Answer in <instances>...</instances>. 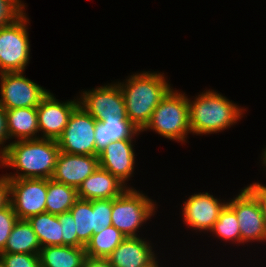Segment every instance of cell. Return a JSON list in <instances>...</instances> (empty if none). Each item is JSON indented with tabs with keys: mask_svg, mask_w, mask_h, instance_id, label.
<instances>
[{
	"mask_svg": "<svg viewBox=\"0 0 266 267\" xmlns=\"http://www.w3.org/2000/svg\"><path fill=\"white\" fill-rule=\"evenodd\" d=\"M59 153L57 140L45 138L15 140L0 157V166L17 170L16 174H5L9 179H50Z\"/></svg>",
	"mask_w": 266,
	"mask_h": 267,
	"instance_id": "6da1fadb",
	"label": "cell"
},
{
	"mask_svg": "<svg viewBox=\"0 0 266 267\" xmlns=\"http://www.w3.org/2000/svg\"><path fill=\"white\" fill-rule=\"evenodd\" d=\"M163 74L144 71L131 75L125 83L118 82L127 117L140 132L149 123L156 106L172 88Z\"/></svg>",
	"mask_w": 266,
	"mask_h": 267,
	"instance_id": "7a4b0ae2",
	"label": "cell"
},
{
	"mask_svg": "<svg viewBox=\"0 0 266 267\" xmlns=\"http://www.w3.org/2000/svg\"><path fill=\"white\" fill-rule=\"evenodd\" d=\"M189 104V126L193 134L221 132L237 123L244 113L236 103L214 90H206Z\"/></svg>",
	"mask_w": 266,
	"mask_h": 267,
	"instance_id": "3957f363",
	"label": "cell"
},
{
	"mask_svg": "<svg viewBox=\"0 0 266 267\" xmlns=\"http://www.w3.org/2000/svg\"><path fill=\"white\" fill-rule=\"evenodd\" d=\"M189 116L188 96L171 89L156 106L142 131L151 129L169 140L184 143L191 133Z\"/></svg>",
	"mask_w": 266,
	"mask_h": 267,
	"instance_id": "277c9868",
	"label": "cell"
},
{
	"mask_svg": "<svg viewBox=\"0 0 266 267\" xmlns=\"http://www.w3.org/2000/svg\"><path fill=\"white\" fill-rule=\"evenodd\" d=\"M155 205L147 195L128 187L113 199L112 226L126 237H139L136 232L155 214Z\"/></svg>",
	"mask_w": 266,
	"mask_h": 267,
	"instance_id": "5b68a950",
	"label": "cell"
},
{
	"mask_svg": "<svg viewBox=\"0 0 266 267\" xmlns=\"http://www.w3.org/2000/svg\"><path fill=\"white\" fill-rule=\"evenodd\" d=\"M28 21L24 12L14 22L0 28V73L25 71L30 60Z\"/></svg>",
	"mask_w": 266,
	"mask_h": 267,
	"instance_id": "8992f818",
	"label": "cell"
},
{
	"mask_svg": "<svg viewBox=\"0 0 266 267\" xmlns=\"http://www.w3.org/2000/svg\"><path fill=\"white\" fill-rule=\"evenodd\" d=\"M95 125L96 120L78 105L57 139L60 151L75 155L98 156L95 150Z\"/></svg>",
	"mask_w": 266,
	"mask_h": 267,
	"instance_id": "52a82bcc",
	"label": "cell"
},
{
	"mask_svg": "<svg viewBox=\"0 0 266 267\" xmlns=\"http://www.w3.org/2000/svg\"><path fill=\"white\" fill-rule=\"evenodd\" d=\"M0 104L6 109L37 107L49 90L23 75V72L0 73Z\"/></svg>",
	"mask_w": 266,
	"mask_h": 267,
	"instance_id": "ba28073f",
	"label": "cell"
},
{
	"mask_svg": "<svg viewBox=\"0 0 266 267\" xmlns=\"http://www.w3.org/2000/svg\"><path fill=\"white\" fill-rule=\"evenodd\" d=\"M81 105L96 121L128 119L124 97L118 83L83 91Z\"/></svg>",
	"mask_w": 266,
	"mask_h": 267,
	"instance_id": "9c48e42d",
	"label": "cell"
},
{
	"mask_svg": "<svg viewBox=\"0 0 266 267\" xmlns=\"http://www.w3.org/2000/svg\"><path fill=\"white\" fill-rule=\"evenodd\" d=\"M10 203L20 220L46 212L47 179H9Z\"/></svg>",
	"mask_w": 266,
	"mask_h": 267,
	"instance_id": "30bf717a",
	"label": "cell"
},
{
	"mask_svg": "<svg viewBox=\"0 0 266 267\" xmlns=\"http://www.w3.org/2000/svg\"><path fill=\"white\" fill-rule=\"evenodd\" d=\"M235 212L241 234V244L266 241V224L257 198L244 187L240 194L227 202Z\"/></svg>",
	"mask_w": 266,
	"mask_h": 267,
	"instance_id": "8fae6325",
	"label": "cell"
},
{
	"mask_svg": "<svg viewBox=\"0 0 266 267\" xmlns=\"http://www.w3.org/2000/svg\"><path fill=\"white\" fill-rule=\"evenodd\" d=\"M79 105V99L59 102L52 93L37 106L39 132L45 139L57 140L67 126L73 110Z\"/></svg>",
	"mask_w": 266,
	"mask_h": 267,
	"instance_id": "7c38bea8",
	"label": "cell"
},
{
	"mask_svg": "<svg viewBox=\"0 0 266 267\" xmlns=\"http://www.w3.org/2000/svg\"><path fill=\"white\" fill-rule=\"evenodd\" d=\"M226 204L208 192L193 194L183 204L184 224L194 230L210 231Z\"/></svg>",
	"mask_w": 266,
	"mask_h": 267,
	"instance_id": "4fadbf2b",
	"label": "cell"
},
{
	"mask_svg": "<svg viewBox=\"0 0 266 267\" xmlns=\"http://www.w3.org/2000/svg\"><path fill=\"white\" fill-rule=\"evenodd\" d=\"M99 167L98 156L60 151L52 179L75 189Z\"/></svg>",
	"mask_w": 266,
	"mask_h": 267,
	"instance_id": "5bb4252c",
	"label": "cell"
},
{
	"mask_svg": "<svg viewBox=\"0 0 266 267\" xmlns=\"http://www.w3.org/2000/svg\"><path fill=\"white\" fill-rule=\"evenodd\" d=\"M132 143L133 140L111 142L98 155L99 166L116 176L125 185L134 171L135 152Z\"/></svg>",
	"mask_w": 266,
	"mask_h": 267,
	"instance_id": "9a60e30c",
	"label": "cell"
},
{
	"mask_svg": "<svg viewBox=\"0 0 266 267\" xmlns=\"http://www.w3.org/2000/svg\"><path fill=\"white\" fill-rule=\"evenodd\" d=\"M128 186L116 176L100 166L89 175L77 188L79 199H115L120 196Z\"/></svg>",
	"mask_w": 266,
	"mask_h": 267,
	"instance_id": "2e32d148",
	"label": "cell"
},
{
	"mask_svg": "<svg viewBox=\"0 0 266 267\" xmlns=\"http://www.w3.org/2000/svg\"><path fill=\"white\" fill-rule=\"evenodd\" d=\"M155 256L150 242L139 237H126L107 257L112 267H138Z\"/></svg>",
	"mask_w": 266,
	"mask_h": 267,
	"instance_id": "e0dca14e",
	"label": "cell"
},
{
	"mask_svg": "<svg viewBox=\"0 0 266 267\" xmlns=\"http://www.w3.org/2000/svg\"><path fill=\"white\" fill-rule=\"evenodd\" d=\"M140 133L129 119H104L96 121L95 150L99 154L111 142L133 140Z\"/></svg>",
	"mask_w": 266,
	"mask_h": 267,
	"instance_id": "ac0fdd59",
	"label": "cell"
},
{
	"mask_svg": "<svg viewBox=\"0 0 266 267\" xmlns=\"http://www.w3.org/2000/svg\"><path fill=\"white\" fill-rule=\"evenodd\" d=\"M7 131L9 138L17 140L40 138L37 107H25L6 110ZM37 136V137H36Z\"/></svg>",
	"mask_w": 266,
	"mask_h": 267,
	"instance_id": "d6986e66",
	"label": "cell"
},
{
	"mask_svg": "<svg viewBox=\"0 0 266 267\" xmlns=\"http://www.w3.org/2000/svg\"><path fill=\"white\" fill-rule=\"evenodd\" d=\"M40 267H83L85 247L45 246L39 251Z\"/></svg>",
	"mask_w": 266,
	"mask_h": 267,
	"instance_id": "ffe728a7",
	"label": "cell"
},
{
	"mask_svg": "<svg viewBox=\"0 0 266 267\" xmlns=\"http://www.w3.org/2000/svg\"><path fill=\"white\" fill-rule=\"evenodd\" d=\"M41 246L28 220L15 223L4 250L1 253L39 254Z\"/></svg>",
	"mask_w": 266,
	"mask_h": 267,
	"instance_id": "44dd1931",
	"label": "cell"
},
{
	"mask_svg": "<svg viewBox=\"0 0 266 267\" xmlns=\"http://www.w3.org/2000/svg\"><path fill=\"white\" fill-rule=\"evenodd\" d=\"M41 247L63 245L62 226L57 215L43 212L28 219Z\"/></svg>",
	"mask_w": 266,
	"mask_h": 267,
	"instance_id": "7402d4cb",
	"label": "cell"
},
{
	"mask_svg": "<svg viewBox=\"0 0 266 267\" xmlns=\"http://www.w3.org/2000/svg\"><path fill=\"white\" fill-rule=\"evenodd\" d=\"M78 199L77 189L52 178L47 179L46 212L53 215L68 212Z\"/></svg>",
	"mask_w": 266,
	"mask_h": 267,
	"instance_id": "603a6c76",
	"label": "cell"
},
{
	"mask_svg": "<svg viewBox=\"0 0 266 267\" xmlns=\"http://www.w3.org/2000/svg\"><path fill=\"white\" fill-rule=\"evenodd\" d=\"M126 238L114 226H108L98 234H93L85 246L87 256L107 258L113 250Z\"/></svg>",
	"mask_w": 266,
	"mask_h": 267,
	"instance_id": "cb8c5ba5",
	"label": "cell"
},
{
	"mask_svg": "<svg viewBox=\"0 0 266 267\" xmlns=\"http://www.w3.org/2000/svg\"><path fill=\"white\" fill-rule=\"evenodd\" d=\"M76 223L78 240L86 246L93 235V208L89 200L78 199L69 210Z\"/></svg>",
	"mask_w": 266,
	"mask_h": 267,
	"instance_id": "d4e9b609",
	"label": "cell"
},
{
	"mask_svg": "<svg viewBox=\"0 0 266 267\" xmlns=\"http://www.w3.org/2000/svg\"><path fill=\"white\" fill-rule=\"evenodd\" d=\"M217 237L223 240H231L233 243L241 244V234L239 223L235 212L226 204L220 211L218 220L214 223L210 230Z\"/></svg>",
	"mask_w": 266,
	"mask_h": 267,
	"instance_id": "484cf974",
	"label": "cell"
},
{
	"mask_svg": "<svg viewBox=\"0 0 266 267\" xmlns=\"http://www.w3.org/2000/svg\"><path fill=\"white\" fill-rule=\"evenodd\" d=\"M93 208V234L112 225L113 199L90 200Z\"/></svg>",
	"mask_w": 266,
	"mask_h": 267,
	"instance_id": "4316f807",
	"label": "cell"
},
{
	"mask_svg": "<svg viewBox=\"0 0 266 267\" xmlns=\"http://www.w3.org/2000/svg\"><path fill=\"white\" fill-rule=\"evenodd\" d=\"M3 267H40L38 254L0 253Z\"/></svg>",
	"mask_w": 266,
	"mask_h": 267,
	"instance_id": "83f0119b",
	"label": "cell"
},
{
	"mask_svg": "<svg viewBox=\"0 0 266 267\" xmlns=\"http://www.w3.org/2000/svg\"><path fill=\"white\" fill-rule=\"evenodd\" d=\"M62 226L63 245L85 247L79 240L76 232V223L70 211L57 215Z\"/></svg>",
	"mask_w": 266,
	"mask_h": 267,
	"instance_id": "f1b7e54d",
	"label": "cell"
},
{
	"mask_svg": "<svg viewBox=\"0 0 266 267\" xmlns=\"http://www.w3.org/2000/svg\"><path fill=\"white\" fill-rule=\"evenodd\" d=\"M25 9L21 0H0V28L14 22Z\"/></svg>",
	"mask_w": 266,
	"mask_h": 267,
	"instance_id": "f546056e",
	"label": "cell"
},
{
	"mask_svg": "<svg viewBox=\"0 0 266 267\" xmlns=\"http://www.w3.org/2000/svg\"><path fill=\"white\" fill-rule=\"evenodd\" d=\"M17 221L18 217L11 203L0 209V253L4 250L8 237Z\"/></svg>",
	"mask_w": 266,
	"mask_h": 267,
	"instance_id": "4dcf8cb0",
	"label": "cell"
},
{
	"mask_svg": "<svg viewBox=\"0 0 266 267\" xmlns=\"http://www.w3.org/2000/svg\"><path fill=\"white\" fill-rule=\"evenodd\" d=\"M246 188L257 198L266 224V186L260 184L259 182H255Z\"/></svg>",
	"mask_w": 266,
	"mask_h": 267,
	"instance_id": "1f68e13d",
	"label": "cell"
},
{
	"mask_svg": "<svg viewBox=\"0 0 266 267\" xmlns=\"http://www.w3.org/2000/svg\"><path fill=\"white\" fill-rule=\"evenodd\" d=\"M8 139L10 138L7 131L6 109L0 104V157L6 152L10 145H4Z\"/></svg>",
	"mask_w": 266,
	"mask_h": 267,
	"instance_id": "d6a6232c",
	"label": "cell"
},
{
	"mask_svg": "<svg viewBox=\"0 0 266 267\" xmlns=\"http://www.w3.org/2000/svg\"><path fill=\"white\" fill-rule=\"evenodd\" d=\"M10 181L6 175L0 176V209L10 204Z\"/></svg>",
	"mask_w": 266,
	"mask_h": 267,
	"instance_id": "836d02e7",
	"label": "cell"
},
{
	"mask_svg": "<svg viewBox=\"0 0 266 267\" xmlns=\"http://www.w3.org/2000/svg\"><path fill=\"white\" fill-rule=\"evenodd\" d=\"M83 267H112L108 258L87 256L83 263Z\"/></svg>",
	"mask_w": 266,
	"mask_h": 267,
	"instance_id": "e575fe53",
	"label": "cell"
},
{
	"mask_svg": "<svg viewBox=\"0 0 266 267\" xmlns=\"http://www.w3.org/2000/svg\"><path fill=\"white\" fill-rule=\"evenodd\" d=\"M156 259H157V256L155 255L147 264H144L138 267H160Z\"/></svg>",
	"mask_w": 266,
	"mask_h": 267,
	"instance_id": "d590c367",
	"label": "cell"
},
{
	"mask_svg": "<svg viewBox=\"0 0 266 267\" xmlns=\"http://www.w3.org/2000/svg\"><path fill=\"white\" fill-rule=\"evenodd\" d=\"M263 156H261V159L263 160L262 163L264 164V166L266 167V148L263 151ZM263 157V158H262Z\"/></svg>",
	"mask_w": 266,
	"mask_h": 267,
	"instance_id": "8d00e7d4",
	"label": "cell"
}]
</instances>
